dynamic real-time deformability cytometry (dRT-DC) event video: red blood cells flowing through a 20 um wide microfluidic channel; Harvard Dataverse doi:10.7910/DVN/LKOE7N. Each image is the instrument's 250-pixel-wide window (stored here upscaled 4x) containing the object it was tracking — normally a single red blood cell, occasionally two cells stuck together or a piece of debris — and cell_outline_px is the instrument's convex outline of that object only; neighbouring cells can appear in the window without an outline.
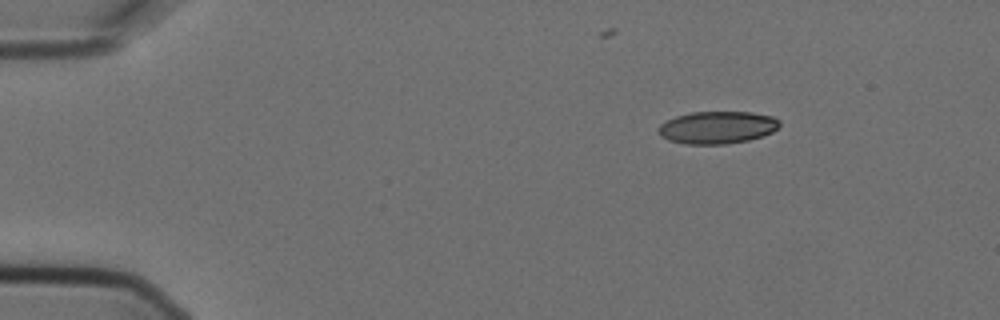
{"species": "Egyptian fruit bat (a non-hibernating species)", "species_latin": "Rousettus aegyptiacus", "temperature_condition": "cold", "stored_images_in_passage": 4, "camera_frame_rate_fps": 3000, "um_per_image_px": 0.085, "animal": {"sex": "female"}, "frame": {"image": 1, "passage_image": 1, "time_ms": 0.0, "image_size_px": [1000, 320], "cell_outline_px": [[780, 124], [772, 132], [748, 140], [724, 144], [684, 144], [668, 140], [660, 136], [656, 128], [660, 124], [676, 116], [692, 112], [752, 112], [772, 116], [780, 120]], "centroid_in_image_um": [60.93, 10.83], "position_along_channel_um": 24.1, "area_um2": 22.89}}
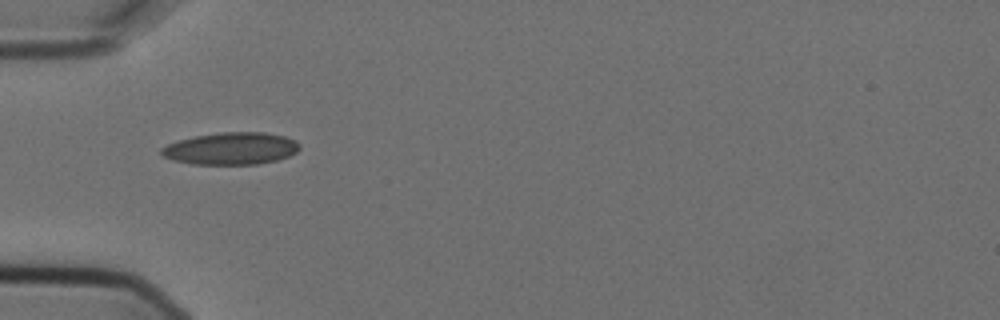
{"frame": {"image": 2, "passage_image": 4, "time_ms": 1.0, "image_size_px": [1000, 320], "cell_outline_px": [[300, 148], [296, 152], [288, 156], [276, 160], [256, 164], [192, 164], [172, 160], [164, 156], [160, 152], [160, 148], [168, 144], [180, 140], [196, 136], [220, 132], [264, 132], [284, 136], [296, 140], [300, 144]], "centroid_in_image_um": [19.65, 12.62], "position_along_channel_um": 65.4, "area_um2": 25.84}}